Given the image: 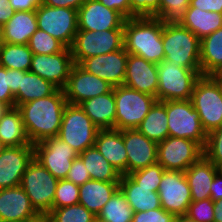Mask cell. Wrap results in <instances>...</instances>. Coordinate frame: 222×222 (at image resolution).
I'll use <instances>...</instances> for the list:
<instances>
[{
  "mask_svg": "<svg viewBox=\"0 0 222 222\" xmlns=\"http://www.w3.org/2000/svg\"><path fill=\"white\" fill-rule=\"evenodd\" d=\"M186 215L197 222H214V202L210 198L192 201Z\"/></svg>",
  "mask_w": 222,
  "mask_h": 222,
  "instance_id": "43",
  "label": "cell"
},
{
  "mask_svg": "<svg viewBox=\"0 0 222 222\" xmlns=\"http://www.w3.org/2000/svg\"><path fill=\"white\" fill-rule=\"evenodd\" d=\"M0 140L6 147L33 145L29 141L20 111L10 107L0 119Z\"/></svg>",
  "mask_w": 222,
  "mask_h": 222,
  "instance_id": "31",
  "label": "cell"
},
{
  "mask_svg": "<svg viewBox=\"0 0 222 222\" xmlns=\"http://www.w3.org/2000/svg\"><path fill=\"white\" fill-rule=\"evenodd\" d=\"M175 215L163 208L141 211L133 214L132 222H174Z\"/></svg>",
  "mask_w": 222,
  "mask_h": 222,
  "instance_id": "45",
  "label": "cell"
},
{
  "mask_svg": "<svg viewBox=\"0 0 222 222\" xmlns=\"http://www.w3.org/2000/svg\"><path fill=\"white\" fill-rule=\"evenodd\" d=\"M33 158L34 145L6 147L0 154V189L20 186Z\"/></svg>",
  "mask_w": 222,
  "mask_h": 222,
  "instance_id": "19",
  "label": "cell"
},
{
  "mask_svg": "<svg viewBox=\"0 0 222 222\" xmlns=\"http://www.w3.org/2000/svg\"><path fill=\"white\" fill-rule=\"evenodd\" d=\"M161 207L175 216L186 215L192 202L190 187L182 171L165 170L159 184Z\"/></svg>",
  "mask_w": 222,
  "mask_h": 222,
  "instance_id": "14",
  "label": "cell"
},
{
  "mask_svg": "<svg viewBox=\"0 0 222 222\" xmlns=\"http://www.w3.org/2000/svg\"><path fill=\"white\" fill-rule=\"evenodd\" d=\"M10 106L8 104H4L0 102V119L5 115V113L9 110Z\"/></svg>",
  "mask_w": 222,
  "mask_h": 222,
  "instance_id": "58",
  "label": "cell"
},
{
  "mask_svg": "<svg viewBox=\"0 0 222 222\" xmlns=\"http://www.w3.org/2000/svg\"><path fill=\"white\" fill-rule=\"evenodd\" d=\"M80 106L100 130L116 129L114 88L108 93L85 100Z\"/></svg>",
  "mask_w": 222,
  "mask_h": 222,
  "instance_id": "24",
  "label": "cell"
},
{
  "mask_svg": "<svg viewBox=\"0 0 222 222\" xmlns=\"http://www.w3.org/2000/svg\"><path fill=\"white\" fill-rule=\"evenodd\" d=\"M6 148V146L3 144V142L0 140V154L2 151Z\"/></svg>",
  "mask_w": 222,
  "mask_h": 222,
  "instance_id": "60",
  "label": "cell"
},
{
  "mask_svg": "<svg viewBox=\"0 0 222 222\" xmlns=\"http://www.w3.org/2000/svg\"><path fill=\"white\" fill-rule=\"evenodd\" d=\"M210 76L215 80L222 92V69L212 73Z\"/></svg>",
  "mask_w": 222,
  "mask_h": 222,
  "instance_id": "56",
  "label": "cell"
},
{
  "mask_svg": "<svg viewBox=\"0 0 222 222\" xmlns=\"http://www.w3.org/2000/svg\"><path fill=\"white\" fill-rule=\"evenodd\" d=\"M123 85L152 95L157 99V64L148 62L140 56L128 54L126 76Z\"/></svg>",
  "mask_w": 222,
  "mask_h": 222,
  "instance_id": "22",
  "label": "cell"
},
{
  "mask_svg": "<svg viewBox=\"0 0 222 222\" xmlns=\"http://www.w3.org/2000/svg\"><path fill=\"white\" fill-rule=\"evenodd\" d=\"M32 55L28 44L4 43L0 48V65L4 68L28 72Z\"/></svg>",
  "mask_w": 222,
  "mask_h": 222,
  "instance_id": "35",
  "label": "cell"
},
{
  "mask_svg": "<svg viewBox=\"0 0 222 222\" xmlns=\"http://www.w3.org/2000/svg\"><path fill=\"white\" fill-rule=\"evenodd\" d=\"M58 179L33 158L23 174L21 187L36 212L44 218L53 206Z\"/></svg>",
  "mask_w": 222,
  "mask_h": 222,
  "instance_id": "5",
  "label": "cell"
},
{
  "mask_svg": "<svg viewBox=\"0 0 222 222\" xmlns=\"http://www.w3.org/2000/svg\"><path fill=\"white\" fill-rule=\"evenodd\" d=\"M203 156L216 166L222 163V130L220 128L207 134Z\"/></svg>",
  "mask_w": 222,
  "mask_h": 222,
  "instance_id": "42",
  "label": "cell"
},
{
  "mask_svg": "<svg viewBox=\"0 0 222 222\" xmlns=\"http://www.w3.org/2000/svg\"><path fill=\"white\" fill-rule=\"evenodd\" d=\"M164 171L159 163H155L127 175L139 186L153 188V192H158Z\"/></svg>",
  "mask_w": 222,
  "mask_h": 222,
  "instance_id": "41",
  "label": "cell"
},
{
  "mask_svg": "<svg viewBox=\"0 0 222 222\" xmlns=\"http://www.w3.org/2000/svg\"><path fill=\"white\" fill-rule=\"evenodd\" d=\"M190 100L199 113L202 127L207 134L220 127L222 92L210 75H201L197 79Z\"/></svg>",
  "mask_w": 222,
  "mask_h": 222,
  "instance_id": "9",
  "label": "cell"
},
{
  "mask_svg": "<svg viewBox=\"0 0 222 222\" xmlns=\"http://www.w3.org/2000/svg\"><path fill=\"white\" fill-rule=\"evenodd\" d=\"M73 65L71 49L65 48L55 54H33L30 72L63 90Z\"/></svg>",
  "mask_w": 222,
  "mask_h": 222,
  "instance_id": "16",
  "label": "cell"
},
{
  "mask_svg": "<svg viewBox=\"0 0 222 222\" xmlns=\"http://www.w3.org/2000/svg\"><path fill=\"white\" fill-rule=\"evenodd\" d=\"M89 172L91 180L119 182L121 174L105 159L95 146L78 155Z\"/></svg>",
  "mask_w": 222,
  "mask_h": 222,
  "instance_id": "34",
  "label": "cell"
},
{
  "mask_svg": "<svg viewBox=\"0 0 222 222\" xmlns=\"http://www.w3.org/2000/svg\"><path fill=\"white\" fill-rule=\"evenodd\" d=\"M217 172V166L204 156L184 172L192 201L210 198V187Z\"/></svg>",
  "mask_w": 222,
  "mask_h": 222,
  "instance_id": "25",
  "label": "cell"
},
{
  "mask_svg": "<svg viewBox=\"0 0 222 222\" xmlns=\"http://www.w3.org/2000/svg\"><path fill=\"white\" fill-rule=\"evenodd\" d=\"M85 0H42V3L50 7H64L78 10Z\"/></svg>",
  "mask_w": 222,
  "mask_h": 222,
  "instance_id": "51",
  "label": "cell"
},
{
  "mask_svg": "<svg viewBox=\"0 0 222 222\" xmlns=\"http://www.w3.org/2000/svg\"><path fill=\"white\" fill-rule=\"evenodd\" d=\"M123 142L127 152V174L157 163L158 144L137 129L123 130Z\"/></svg>",
  "mask_w": 222,
  "mask_h": 222,
  "instance_id": "20",
  "label": "cell"
},
{
  "mask_svg": "<svg viewBox=\"0 0 222 222\" xmlns=\"http://www.w3.org/2000/svg\"><path fill=\"white\" fill-rule=\"evenodd\" d=\"M42 220L21 186L0 189V222Z\"/></svg>",
  "mask_w": 222,
  "mask_h": 222,
  "instance_id": "21",
  "label": "cell"
},
{
  "mask_svg": "<svg viewBox=\"0 0 222 222\" xmlns=\"http://www.w3.org/2000/svg\"><path fill=\"white\" fill-rule=\"evenodd\" d=\"M3 26L0 24V48L3 46Z\"/></svg>",
  "mask_w": 222,
  "mask_h": 222,
  "instance_id": "59",
  "label": "cell"
},
{
  "mask_svg": "<svg viewBox=\"0 0 222 222\" xmlns=\"http://www.w3.org/2000/svg\"><path fill=\"white\" fill-rule=\"evenodd\" d=\"M119 189L134 213L162 208L158 192L136 184L128 175H121Z\"/></svg>",
  "mask_w": 222,
  "mask_h": 222,
  "instance_id": "28",
  "label": "cell"
},
{
  "mask_svg": "<svg viewBox=\"0 0 222 222\" xmlns=\"http://www.w3.org/2000/svg\"><path fill=\"white\" fill-rule=\"evenodd\" d=\"M79 203V186L67 179L58 180L53 199V209L67 207Z\"/></svg>",
  "mask_w": 222,
  "mask_h": 222,
  "instance_id": "40",
  "label": "cell"
},
{
  "mask_svg": "<svg viewBox=\"0 0 222 222\" xmlns=\"http://www.w3.org/2000/svg\"><path fill=\"white\" fill-rule=\"evenodd\" d=\"M157 101L190 100L201 69L178 67L172 61L163 60L157 65Z\"/></svg>",
  "mask_w": 222,
  "mask_h": 222,
  "instance_id": "4",
  "label": "cell"
},
{
  "mask_svg": "<svg viewBox=\"0 0 222 222\" xmlns=\"http://www.w3.org/2000/svg\"><path fill=\"white\" fill-rule=\"evenodd\" d=\"M217 170L222 175V163L217 166Z\"/></svg>",
  "mask_w": 222,
  "mask_h": 222,
  "instance_id": "61",
  "label": "cell"
},
{
  "mask_svg": "<svg viewBox=\"0 0 222 222\" xmlns=\"http://www.w3.org/2000/svg\"><path fill=\"white\" fill-rule=\"evenodd\" d=\"M66 179L72 181L75 185L81 186L86 181L91 180L88 170L86 169L82 159L77 156L71 165Z\"/></svg>",
  "mask_w": 222,
  "mask_h": 222,
  "instance_id": "46",
  "label": "cell"
},
{
  "mask_svg": "<svg viewBox=\"0 0 222 222\" xmlns=\"http://www.w3.org/2000/svg\"><path fill=\"white\" fill-rule=\"evenodd\" d=\"M38 28L71 48L78 32L77 10L41 4L36 9Z\"/></svg>",
  "mask_w": 222,
  "mask_h": 222,
  "instance_id": "11",
  "label": "cell"
},
{
  "mask_svg": "<svg viewBox=\"0 0 222 222\" xmlns=\"http://www.w3.org/2000/svg\"><path fill=\"white\" fill-rule=\"evenodd\" d=\"M66 105L64 91L57 89L47 97L17 106L31 144L58 136Z\"/></svg>",
  "mask_w": 222,
  "mask_h": 222,
  "instance_id": "1",
  "label": "cell"
},
{
  "mask_svg": "<svg viewBox=\"0 0 222 222\" xmlns=\"http://www.w3.org/2000/svg\"><path fill=\"white\" fill-rule=\"evenodd\" d=\"M97 219L80 203L51 210L43 220L45 222H94Z\"/></svg>",
  "mask_w": 222,
  "mask_h": 222,
  "instance_id": "37",
  "label": "cell"
},
{
  "mask_svg": "<svg viewBox=\"0 0 222 222\" xmlns=\"http://www.w3.org/2000/svg\"><path fill=\"white\" fill-rule=\"evenodd\" d=\"M214 222H222V199L214 202Z\"/></svg>",
  "mask_w": 222,
  "mask_h": 222,
  "instance_id": "55",
  "label": "cell"
},
{
  "mask_svg": "<svg viewBox=\"0 0 222 222\" xmlns=\"http://www.w3.org/2000/svg\"><path fill=\"white\" fill-rule=\"evenodd\" d=\"M58 88L30 71H21V82L18 93L14 96L15 107L26 102L47 97Z\"/></svg>",
  "mask_w": 222,
  "mask_h": 222,
  "instance_id": "30",
  "label": "cell"
},
{
  "mask_svg": "<svg viewBox=\"0 0 222 222\" xmlns=\"http://www.w3.org/2000/svg\"><path fill=\"white\" fill-rule=\"evenodd\" d=\"M133 214V209L118 189L103 206L97 219L102 222H132Z\"/></svg>",
  "mask_w": 222,
  "mask_h": 222,
  "instance_id": "36",
  "label": "cell"
},
{
  "mask_svg": "<svg viewBox=\"0 0 222 222\" xmlns=\"http://www.w3.org/2000/svg\"><path fill=\"white\" fill-rule=\"evenodd\" d=\"M181 25L193 32L200 40L222 28V13L188 7Z\"/></svg>",
  "mask_w": 222,
  "mask_h": 222,
  "instance_id": "29",
  "label": "cell"
},
{
  "mask_svg": "<svg viewBox=\"0 0 222 222\" xmlns=\"http://www.w3.org/2000/svg\"><path fill=\"white\" fill-rule=\"evenodd\" d=\"M126 18L97 0H85L77 10L78 30L103 31L124 29Z\"/></svg>",
  "mask_w": 222,
  "mask_h": 222,
  "instance_id": "17",
  "label": "cell"
},
{
  "mask_svg": "<svg viewBox=\"0 0 222 222\" xmlns=\"http://www.w3.org/2000/svg\"><path fill=\"white\" fill-rule=\"evenodd\" d=\"M1 222H41V221H1Z\"/></svg>",
  "mask_w": 222,
  "mask_h": 222,
  "instance_id": "62",
  "label": "cell"
},
{
  "mask_svg": "<svg viewBox=\"0 0 222 222\" xmlns=\"http://www.w3.org/2000/svg\"><path fill=\"white\" fill-rule=\"evenodd\" d=\"M99 130L80 105L67 103L57 137L80 154L94 146Z\"/></svg>",
  "mask_w": 222,
  "mask_h": 222,
  "instance_id": "6",
  "label": "cell"
},
{
  "mask_svg": "<svg viewBox=\"0 0 222 222\" xmlns=\"http://www.w3.org/2000/svg\"><path fill=\"white\" fill-rule=\"evenodd\" d=\"M210 199L215 202L222 199V175L217 172L210 187Z\"/></svg>",
  "mask_w": 222,
  "mask_h": 222,
  "instance_id": "52",
  "label": "cell"
},
{
  "mask_svg": "<svg viewBox=\"0 0 222 222\" xmlns=\"http://www.w3.org/2000/svg\"><path fill=\"white\" fill-rule=\"evenodd\" d=\"M203 156V148L195 141L168 136L158 143L157 163L165 170L185 172Z\"/></svg>",
  "mask_w": 222,
  "mask_h": 222,
  "instance_id": "12",
  "label": "cell"
},
{
  "mask_svg": "<svg viewBox=\"0 0 222 222\" xmlns=\"http://www.w3.org/2000/svg\"><path fill=\"white\" fill-rule=\"evenodd\" d=\"M128 53L119 49L108 54L88 57L79 65L87 72L106 80L113 88L124 84Z\"/></svg>",
  "mask_w": 222,
  "mask_h": 222,
  "instance_id": "18",
  "label": "cell"
},
{
  "mask_svg": "<svg viewBox=\"0 0 222 222\" xmlns=\"http://www.w3.org/2000/svg\"><path fill=\"white\" fill-rule=\"evenodd\" d=\"M136 129L157 144L165 140L168 137L165 101H156Z\"/></svg>",
  "mask_w": 222,
  "mask_h": 222,
  "instance_id": "33",
  "label": "cell"
},
{
  "mask_svg": "<svg viewBox=\"0 0 222 222\" xmlns=\"http://www.w3.org/2000/svg\"><path fill=\"white\" fill-rule=\"evenodd\" d=\"M0 102L15 107V98L9 88V69L0 65Z\"/></svg>",
  "mask_w": 222,
  "mask_h": 222,
  "instance_id": "47",
  "label": "cell"
},
{
  "mask_svg": "<svg viewBox=\"0 0 222 222\" xmlns=\"http://www.w3.org/2000/svg\"><path fill=\"white\" fill-rule=\"evenodd\" d=\"M132 17H160V0H130Z\"/></svg>",
  "mask_w": 222,
  "mask_h": 222,
  "instance_id": "44",
  "label": "cell"
},
{
  "mask_svg": "<svg viewBox=\"0 0 222 222\" xmlns=\"http://www.w3.org/2000/svg\"><path fill=\"white\" fill-rule=\"evenodd\" d=\"M20 82L21 70L9 69V88L14 96L18 93Z\"/></svg>",
  "mask_w": 222,
  "mask_h": 222,
  "instance_id": "54",
  "label": "cell"
},
{
  "mask_svg": "<svg viewBox=\"0 0 222 222\" xmlns=\"http://www.w3.org/2000/svg\"><path fill=\"white\" fill-rule=\"evenodd\" d=\"M124 29L101 31L78 30L71 46L73 62L80 64L88 57L115 52L124 47Z\"/></svg>",
  "mask_w": 222,
  "mask_h": 222,
  "instance_id": "10",
  "label": "cell"
},
{
  "mask_svg": "<svg viewBox=\"0 0 222 222\" xmlns=\"http://www.w3.org/2000/svg\"><path fill=\"white\" fill-rule=\"evenodd\" d=\"M94 146L121 175H127V152L123 142V130H99Z\"/></svg>",
  "mask_w": 222,
  "mask_h": 222,
  "instance_id": "23",
  "label": "cell"
},
{
  "mask_svg": "<svg viewBox=\"0 0 222 222\" xmlns=\"http://www.w3.org/2000/svg\"><path fill=\"white\" fill-rule=\"evenodd\" d=\"M79 154L57 136L34 144V158L58 180L66 179Z\"/></svg>",
  "mask_w": 222,
  "mask_h": 222,
  "instance_id": "13",
  "label": "cell"
},
{
  "mask_svg": "<svg viewBox=\"0 0 222 222\" xmlns=\"http://www.w3.org/2000/svg\"><path fill=\"white\" fill-rule=\"evenodd\" d=\"M168 117V136L190 139L204 148L207 133L191 100L165 101Z\"/></svg>",
  "mask_w": 222,
  "mask_h": 222,
  "instance_id": "8",
  "label": "cell"
},
{
  "mask_svg": "<svg viewBox=\"0 0 222 222\" xmlns=\"http://www.w3.org/2000/svg\"><path fill=\"white\" fill-rule=\"evenodd\" d=\"M28 46L33 54H55L66 48L60 41L39 28L31 36Z\"/></svg>",
  "mask_w": 222,
  "mask_h": 222,
  "instance_id": "38",
  "label": "cell"
},
{
  "mask_svg": "<svg viewBox=\"0 0 222 222\" xmlns=\"http://www.w3.org/2000/svg\"><path fill=\"white\" fill-rule=\"evenodd\" d=\"M37 29L36 10L15 11L3 25V41L10 44H28Z\"/></svg>",
  "mask_w": 222,
  "mask_h": 222,
  "instance_id": "27",
  "label": "cell"
},
{
  "mask_svg": "<svg viewBox=\"0 0 222 222\" xmlns=\"http://www.w3.org/2000/svg\"><path fill=\"white\" fill-rule=\"evenodd\" d=\"M112 88L106 80L74 63L63 91L68 104L80 105L85 100L108 93Z\"/></svg>",
  "mask_w": 222,
  "mask_h": 222,
  "instance_id": "15",
  "label": "cell"
},
{
  "mask_svg": "<svg viewBox=\"0 0 222 222\" xmlns=\"http://www.w3.org/2000/svg\"><path fill=\"white\" fill-rule=\"evenodd\" d=\"M14 10L9 4V0H0V24L3 26L8 22Z\"/></svg>",
  "mask_w": 222,
  "mask_h": 222,
  "instance_id": "53",
  "label": "cell"
},
{
  "mask_svg": "<svg viewBox=\"0 0 222 222\" xmlns=\"http://www.w3.org/2000/svg\"><path fill=\"white\" fill-rule=\"evenodd\" d=\"M163 25L158 17H132L124 22V49L148 62L159 64L165 60L162 43Z\"/></svg>",
  "mask_w": 222,
  "mask_h": 222,
  "instance_id": "2",
  "label": "cell"
},
{
  "mask_svg": "<svg viewBox=\"0 0 222 222\" xmlns=\"http://www.w3.org/2000/svg\"><path fill=\"white\" fill-rule=\"evenodd\" d=\"M190 0H160V17L164 24H181Z\"/></svg>",
  "mask_w": 222,
  "mask_h": 222,
  "instance_id": "39",
  "label": "cell"
},
{
  "mask_svg": "<svg viewBox=\"0 0 222 222\" xmlns=\"http://www.w3.org/2000/svg\"><path fill=\"white\" fill-rule=\"evenodd\" d=\"M105 7L121 13L126 19L131 18L130 0H97Z\"/></svg>",
  "mask_w": 222,
  "mask_h": 222,
  "instance_id": "48",
  "label": "cell"
},
{
  "mask_svg": "<svg viewBox=\"0 0 222 222\" xmlns=\"http://www.w3.org/2000/svg\"><path fill=\"white\" fill-rule=\"evenodd\" d=\"M174 222H197V221L189 218L187 215H178L175 217Z\"/></svg>",
  "mask_w": 222,
  "mask_h": 222,
  "instance_id": "57",
  "label": "cell"
},
{
  "mask_svg": "<svg viewBox=\"0 0 222 222\" xmlns=\"http://www.w3.org/2000/svg\"><path fill=\"white\" fill-rule=\"evenodd\" d=\"M116 130L136 129L157 101L152 95L125 85L114 87Z\"/></svg>",
  "mask_w": 222,
  "mask_h": 222,
  "instance_id": "7",
  "label": "cell"
},
{
  "mask_svg": "<svg viewBox=\"0 0 222 222\" xmlns=\"http://www.w3.org/2000/svg\"><path fill=\"white\" fill-rule=\"evenodd\" d=\"M189 7L222 13V0H190Z\"/></svg>",
  "mask_w": 222,
  "mask_h": 222,
  "instance_id": "49",
  "label": "cell"
},
{
  "mask_svg": "<svg viewBox=\"0 0 222 222\" xmlns=\"http://www.w3.org/2000/svg\"><path fill=\"white\" fill-rule=\"evenodd\" d=\"M119 189V182L89 180L79 186V203L98 216L103 206Z\"/></svg>",
  "mask_w": 222,
  "mask_h": 222,
  "instance_id": "26",
  "label": "cell"
},
{
  "mask_svg": "<svg viewBox=\"0 0 222 222\" xmlns=\"http://www.w3.org/2000/svg\"><path fill=\"white\" fill-rule=\"evenodd\" d=\"M201 75L222 69V28L200 40Z\"/></svg>",
  "mask_w": 222,
  "mask_h": 222,
  "instance_id": "32",
  "label": "cell"
},
{
  "mask_svg": "<svg viewBox=\"0 0 222 222\" xmlns=\"http://www.w3.org/2000/svg\"><path fill=\"white\" fill-rule=\"evenodd\" d=\"M162 43L165 60L178 67L201 69L200 39L181 24H164Z\"/></svg>",
  "mask_w": 222,
  "mask_h": 222,
  "instance_id": "3",
  "label": "cell"
},
{
  "mask_svg": "<svg viewBox=\"0 0 222 222\" xmlns=\"http://www.w3.org/2000/svg\"><path fill=\"white\" fill-rule=\"evenodd\" d=\"M9 4L14 12L32 11L36 10L42 4V0H9Z\"/></svg>",
  "mask_w": 222,
  "mask_h": 222,
  "instance_id": "50",
  "label": "cell"
}]
</instances>
